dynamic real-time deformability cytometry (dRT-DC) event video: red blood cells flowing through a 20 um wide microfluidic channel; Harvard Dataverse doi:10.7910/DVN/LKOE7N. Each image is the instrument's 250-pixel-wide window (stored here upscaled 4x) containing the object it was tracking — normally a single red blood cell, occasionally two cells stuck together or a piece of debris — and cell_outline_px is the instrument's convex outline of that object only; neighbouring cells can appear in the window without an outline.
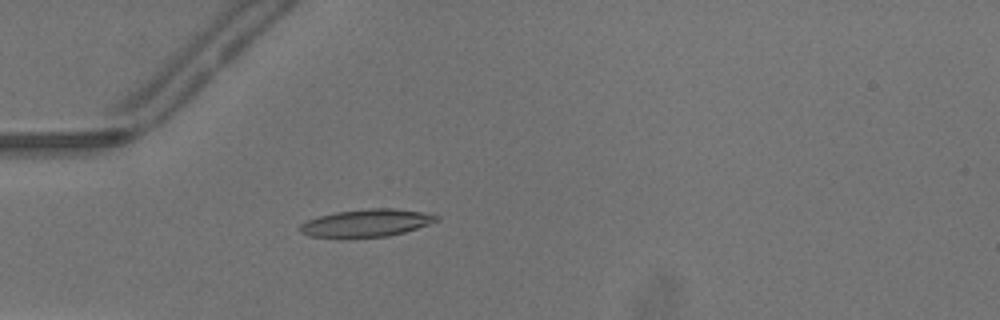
{"species": "common noctule bat (a hibernating species)", "species_latin": "Nyctalus noctula", "temperature_condition": "warm", "stored_images_in_passage": 49, "camera_frame_rate_fps": 3000, "um_per_image_px": 0.085, "animal": {"sex": "male", "body_mass_g": 13.3}, "frame": {"image": 1, "passage_image": 15, "time_ms": 4.667, "image_size_px": [1000, 320], "cell_outline_px": [[440, 220], [404, 232], [388, 236], [308, 236], [300, 232], [300, 224], [308, 220], [320, 216], [336, 212], [368, 208], [396, 208], [424, 212], [440, 216]], "centroid_in_image_um": [31.2, 18.92], "position_along_channel_um": 53.8, "area_um2": 21.44}}
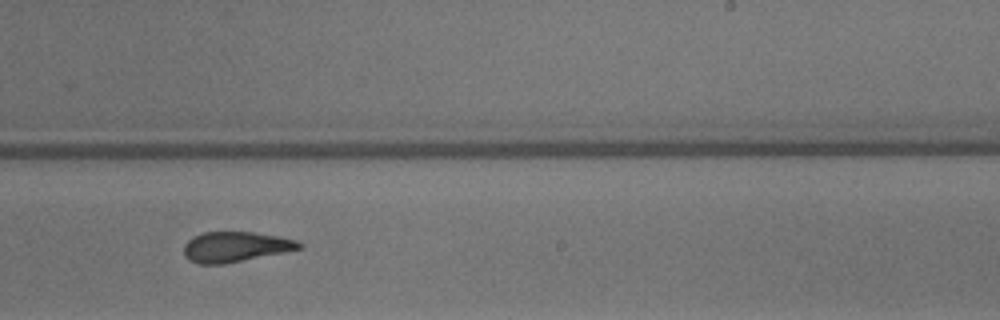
{"frame": {"image": 2, "passage_image": 31, "time_ms": 10.0, "image_size_px": [1000, 320], "cell_outline_px": [[304, 244], [300, 248], [284, 252], [224, 264], [200, 264], [188, 260], [184, 256], [184, 244], [192, 236], [204, 232], [252, 232], [280, 236], [296, 240]], "centroid_in_image_um": [19.98, 20.98], "position_along_channel_um": 269.0, "area_um2": 20.35}}
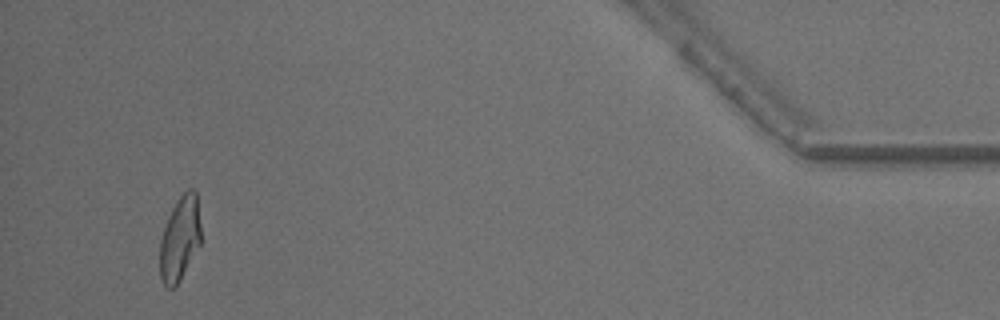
{"frame": {"image": 3, "passage_image": 47, "time_ms": 15.333, "image_size_px": [1000, 320], "cell_outline_px": [[200, 244], [176, 288], [168, 288], [164, 284], [160, 276], [160, 240], [168, 216], [176, 200], [188, 188], [192, 188], [196, 192], [200, 224]], "centroid_in_image_um": [15.28, 20.29], "position_along_channel_um": 419.9, "area_um2": 20.17}, "authors_computed_cell_mechanics": {"area_um2": 21.0392, "velocity_mm_per_s": 4.2301, "shape_relaxation_time_tau1_ms": 4.6052, "shape_relaxation_time_tau2_ms": 1.9489, "deformation_change_tau1": 0.1948, "deformation_change_tau2": 0.1177}}